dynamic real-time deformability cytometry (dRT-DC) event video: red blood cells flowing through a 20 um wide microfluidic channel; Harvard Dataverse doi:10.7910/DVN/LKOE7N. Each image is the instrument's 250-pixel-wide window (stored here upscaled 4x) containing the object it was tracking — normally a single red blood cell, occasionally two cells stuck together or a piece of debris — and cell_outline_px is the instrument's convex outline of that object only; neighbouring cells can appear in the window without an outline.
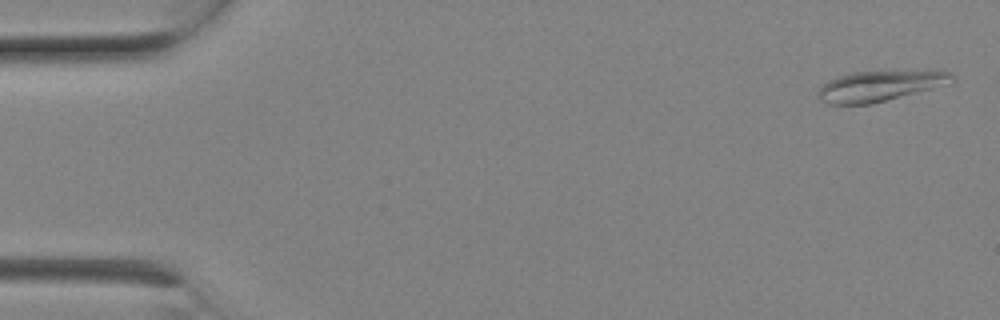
{"species": "Egyptian fruit bat (a non-hibernating species)", "species_latin": "Rousettus aegyptiacus", "temperature_condition": "room temperature", "stored_images_in_passage": 7, "camera_frame_rate_fps": 3000, "um_per_image_px": 0.085, "animal": {"sex": "female"}, "frame": {"image": 1, "passage_image": 1, "time_ms": 0.0, "image_size_px": [1000, 320], "cell_outline_px": [[956, 84], [872, 104], [828, 104], [820, 100], [816, 92], [828, 80], [836, 76], [852, 72], [936, 68], [940, 68], [952, 72], [956, 76]], "centroid_in_image_um": [75.03, 7.25], "position_along_channel_um": 10.0, "area_um2": 25.61}}